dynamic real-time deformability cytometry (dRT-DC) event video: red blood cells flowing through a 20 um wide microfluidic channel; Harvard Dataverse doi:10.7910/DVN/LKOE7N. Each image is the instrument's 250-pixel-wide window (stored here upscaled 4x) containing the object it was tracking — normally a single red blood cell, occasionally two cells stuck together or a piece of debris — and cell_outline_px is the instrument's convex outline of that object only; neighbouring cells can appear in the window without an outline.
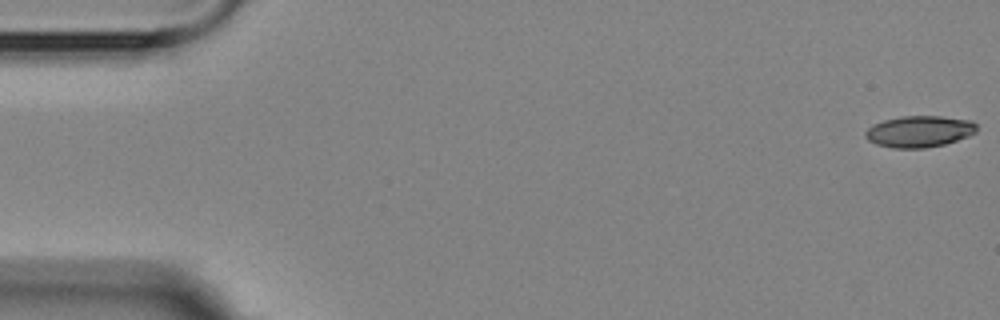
{"species": "Egyptian fruit bat (a non-hibernating species)", "species_latin": "Rousettus aegyptiacus", "temperature_condition": "room temperature", "stored_images_in_passage": 5, "camera_frame_rate_fps": 3000, "um_per_image_px": 0.085, "animal": {"sex": "female"}, "frame": {"image": 1, "passage_image": 1, "time_ms": 0.0, "image_size_px": [1000, 320], "cell_outline_px": [[976, 132], [968, 136], [944, 144], [924, 148], [892, 148], [876, 144], [868, 140], [864, 136], [864, 132], [872, 124], [884, 120], [900, 116], [940, 116], [972, 120], [976, 124]], "centroid_in_image_um": [78.11, 11.17], "position_along_channel_um": 6.9, "area_um2": 20.46}}
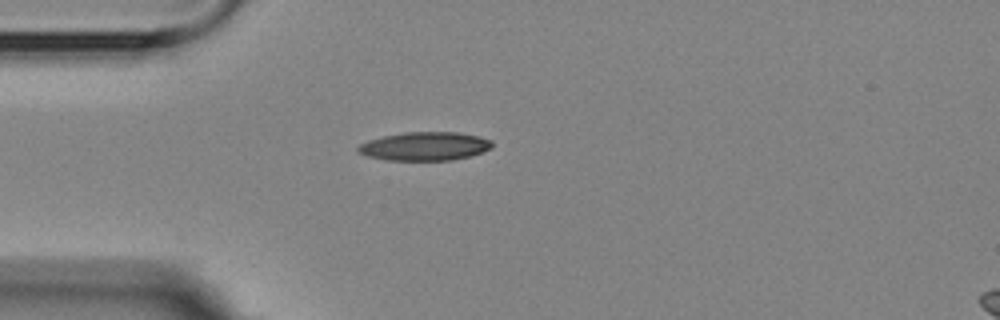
{"frame": {"image": 2, "passage_image": 5, "time_ms": 4.667, "image_size_px": [1000, 320], "cell_outline_px": [[492, 148], [468, 156], [452, 160], [388, 160], [368, 156], [360, 152], [356, 148], [360, 144], [368, 140], [384, 136], [404, 132], [460, 132], [480, 136], [492, 140]], "centroid_in_image_um": [36.13, 12.42], "position_along_channel_um": 48.9, "area_um2": 22.2}}